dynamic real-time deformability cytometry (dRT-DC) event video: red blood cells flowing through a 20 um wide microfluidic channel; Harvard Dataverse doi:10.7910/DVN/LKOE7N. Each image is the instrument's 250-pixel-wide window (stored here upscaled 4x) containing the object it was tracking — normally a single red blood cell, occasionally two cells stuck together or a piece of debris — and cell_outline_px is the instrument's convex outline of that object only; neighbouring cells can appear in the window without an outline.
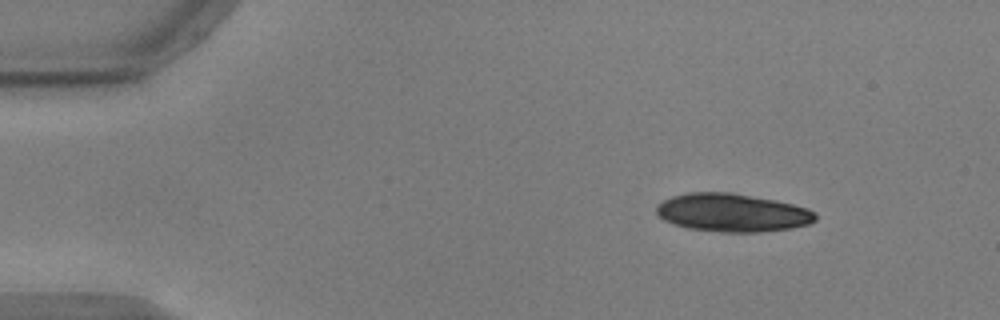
{"species": "common noctule bat (a hibernating species)", "species_latin": "Nyctalus noctula", "temperature_condition": "warm", "stored_images_in_passage": 47, "camera_frame_rate_fps": 3000, "um_per_image_px": 0.085, "animal": {"sex": "male", "body_mass_g": 17.9, "forearm_length_mm": 54.2}, "frame": {"image": 1, "passage_image": 1, "time_ms": 0.0, "image_size_px": [1000, 320], "cell_outline_px": [[816, 220], [808, 224], [792, 228], [760, 232], [720, 232], [688, 228], [672, 224], [664, 220], [656, 212], [656, 204], [672, 196], [688, 192], [732, 192], [776, 200], [808, 208], [816, 212]], "centroid_in_image_um": [62.24, 18.07], "position_along_channel_um": 22.8, "area_um2": 35.6}}
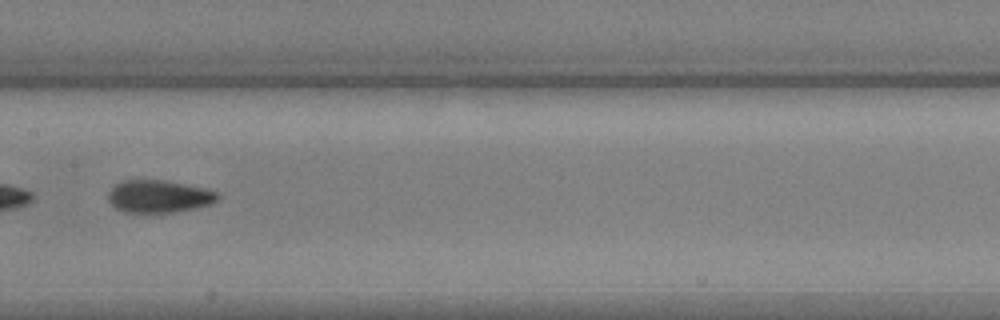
{"frame": {"image": 2, "passage_image": 22, "time_ms": 7.0, "image_size_px": [1000, 320], "cell_outline_px": [[220, 200], [212, 204], [196, 208], [172, 212], [124, 212], [116, 208], [108, 200], [108, 192], [116, 184], [124, 180], [164, 180], [208, 188], [220, 192]], "centroid_in_image_um": [13.58, 16.68], "position_along_channel_um": 193.8, "area_um2": 20.98}}
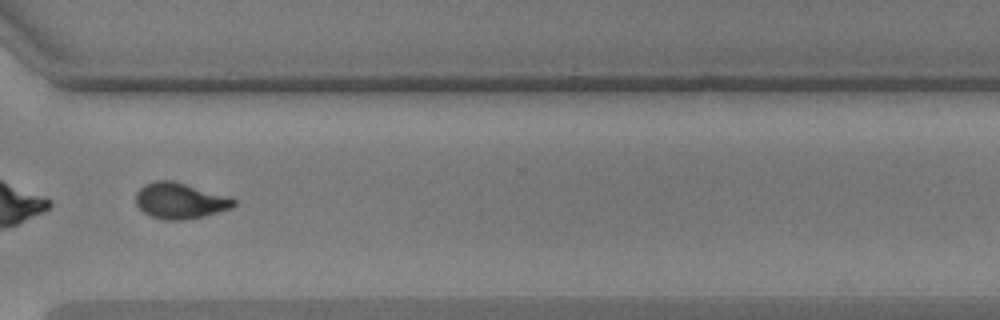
{"frame": {"image": 3, "passage_image": 35, "time_ms": 11.333, "image_size_px": [1000, 320], "cell_outline_px": [[236, 204], [232, 208], [204, 216], [184, 220], [164, 220], [152, 216], [144, 212], [136, 204], [136, 192], [144, 184], [152, 180], [172, 180], [232, 196], [236, 200]], "centroid_in_image_um": [15.33, 17.05], "position_along_channel_um": 355.3, "area_um2": 20.81}, "authors_computed_cell_mechanics": {"area_um2": 21.1548, "velocity_mm_per_s": 3.7247, "shape_relaxation_time_tau1_ms": 4.0489, "shape_relaxation_time_tau2_ms": 1.2107, "deformation_change_tau1": 0.149, "deformation_change_tau2": 0.0523}}